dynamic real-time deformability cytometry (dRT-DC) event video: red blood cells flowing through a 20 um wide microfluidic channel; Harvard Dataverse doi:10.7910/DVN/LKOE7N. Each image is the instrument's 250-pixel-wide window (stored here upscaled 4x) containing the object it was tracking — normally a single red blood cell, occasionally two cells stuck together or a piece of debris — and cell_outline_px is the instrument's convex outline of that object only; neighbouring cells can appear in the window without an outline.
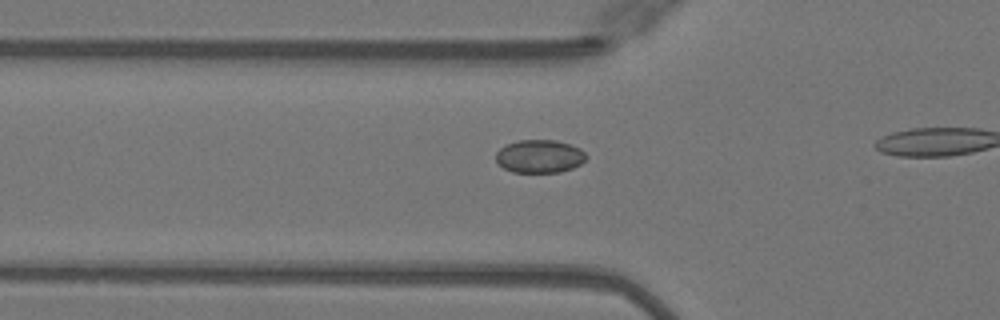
{"species": "Egyptian fruit bat (a non-hibernating species)", "species_latin": "Rousettus aegyptiacus", "temperature_condition": "warm", "stored_images_in_passage": 13, "camera_frame_rate_fps": 3000, "um_per_image_px": 0.085, "animal": {"sex": "female"}, "frame": {"image": 1, "passage_image": 8, "time_ms": 2.333, "image_size_px": [1000, 320], "cell_outline_px": [[588, 156], [580, 164], [572, 168], [560, 172], [512, 172], [496, 164], [496, 152], [504, 144], [516, 140], [556, 140], [580, 148]], "centroid_in_image_um": [45.82, 13.28], "position_along_channel_um": 80.0, "area_um2": 17.57}}
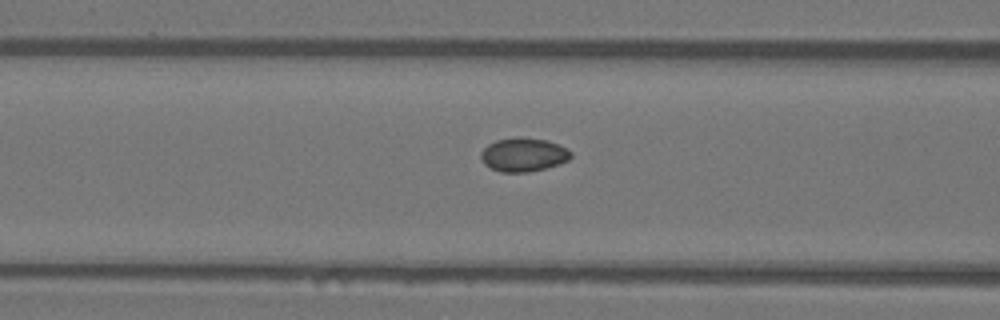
{"frame": {"image": 2, "passage_image": 11, "time_ms": 3.333, "image_size_px": [1000, 320], "cell_outline_px": [[572, 156], [568, 160], [560, 164], [528, 172], [500, 172], [484, 164], [480, 156], [480, 152], [488, 144], [496, 140], [516, 136], [520, 136], [548, 140], [572, 152]], "centroid_in_image_um": [44.47, 13.13], "position_along_channel_um": 122.1, "area_um2": 17.74}}